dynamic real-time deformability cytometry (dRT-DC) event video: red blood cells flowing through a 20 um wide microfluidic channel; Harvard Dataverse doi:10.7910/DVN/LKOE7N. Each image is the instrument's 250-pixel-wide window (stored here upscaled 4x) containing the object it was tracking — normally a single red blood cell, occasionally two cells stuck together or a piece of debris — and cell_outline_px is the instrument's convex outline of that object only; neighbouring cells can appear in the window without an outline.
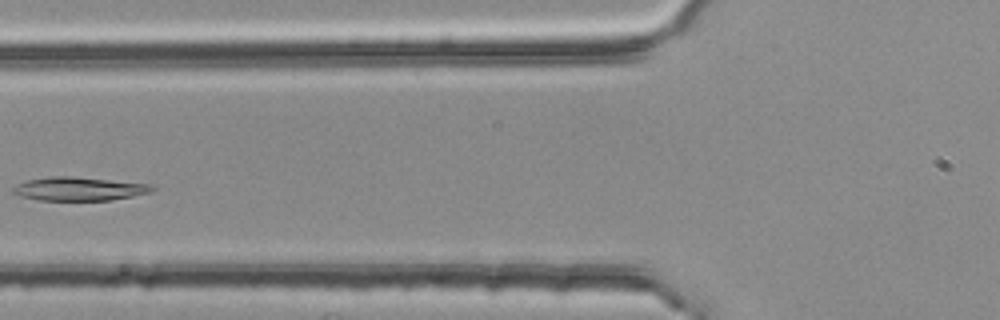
{"species": "common noctule bat (a hibernating species)", "species_latin": "Nyctalus noctula", "temperature_condition": "room temperature", "stored_images_in_passage": 2, "camera_frame_rate_fps": 3000, "um_per_image_px": 0.085, "animal": {"sex": "female", "body_mass_g": 25.1}, "frame": {"image": 1, "passage_image": 2, "time_ms": 0.333, "image_size_px": [1000, 320], "cell_outline_px": [[156, 188], [152, 192], [112, 200], [36, 200], [20, 196], [12, 192], [12, 188], [16, 184], [28, 180], [52, 176], [72, 176], [148, 184]], "centroid_in_image_um": [6.69, 16.05], "position_along_channel_um": 119.1, "area_um2": 19.02}}